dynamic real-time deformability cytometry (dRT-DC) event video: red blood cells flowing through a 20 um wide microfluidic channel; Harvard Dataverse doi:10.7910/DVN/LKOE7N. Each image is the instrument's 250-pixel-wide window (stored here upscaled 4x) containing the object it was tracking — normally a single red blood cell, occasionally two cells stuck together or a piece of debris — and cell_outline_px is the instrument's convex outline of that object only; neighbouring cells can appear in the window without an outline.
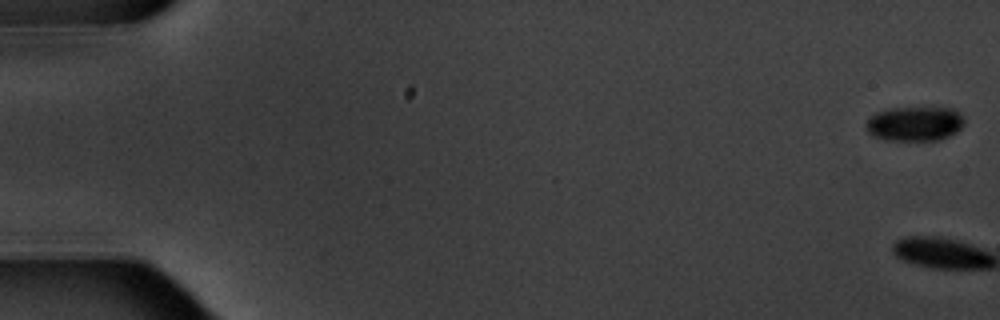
{"species": "common noctule bat (a hibernating species)", "species_latin": "Nyctalus noctula", "temperature_condition": "warm", "stored_images_in_passage": 9, "camera_frame_rate_fps": 3000, "um_per_image_px": 0.085, "animal": {"sex": "male", "body_mass_g": 20.1, "forearm_length_mm": 53.5}, "frame": {"image": 1, "passage_image": 1, "time_ms": 0.0, "image_size_px": [1000, 320], "cell_outline_px": [[964, 124], [956, 132], [940, 140], [888, 140], [872, 136], [868, 132], [864, 124], [876, 112], [884, 108], [952, 108], [960, 112], [964, 116]], "centroid_in_image_um": [77.75, 10.51], "position_along_channel_um": 7.3, "area_um2": 19.94}}
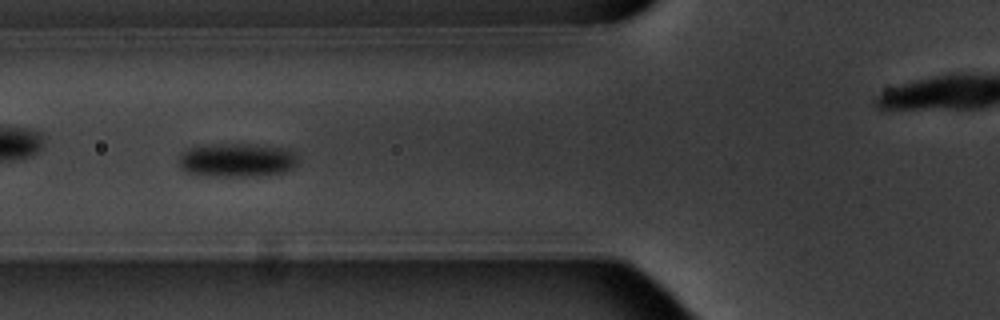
{"frame": {"image": 2, "passage_image": 7, "time_ms": 8.0, "image_size_px": [1000, 320], "cell_outline_px": [[296, 164], [292, 168], [284, 172], [256, 176], [204, 176], [188, 172], [180, 168], [180, 152], [188, 148], [208, 144], [256, 144], [288, 148], [296, 156]], "centroid_in_image_um": [20.12, 13.6], "position_along_channel_um": 105.7, "area_um2": 23.64}}